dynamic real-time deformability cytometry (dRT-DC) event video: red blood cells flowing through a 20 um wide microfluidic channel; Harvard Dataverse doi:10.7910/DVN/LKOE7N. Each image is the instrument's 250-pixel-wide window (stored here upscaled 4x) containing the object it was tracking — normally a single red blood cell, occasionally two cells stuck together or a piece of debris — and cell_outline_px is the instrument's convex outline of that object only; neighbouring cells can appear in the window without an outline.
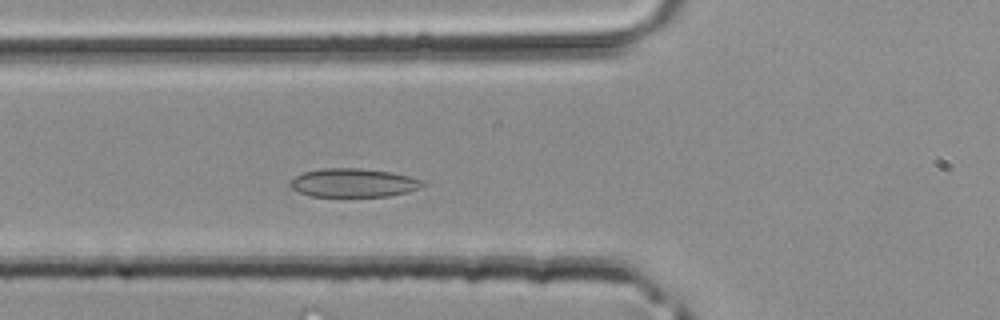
{"species": "common noctule bat (a hibernating species)", "species_latin": "Nyctalus noctula", "temperature_condition": "room temperature", "stored_images_in_passage": 36, "camera_frame_rate_fps": 3000, "um_per_image_px": 0.085, "animal": {"sex": "male", "body_mass_g": 20.4}, "frame": {"image": 1, "passage_image": 10, "time_ms": 3.0, "image_size_px": [1000, 320], "cell_outline_px": [[428, 184], [420, 188], [408, 192], [388, 196], [308, 196], [292, 188], [288, 184], [296, 176], [304, 172], [320, 168], [360, 168], [392, 172], [424, 180]], "centroid_in_image_um": [30.08, 15.53], "position_along_channel_um": 95.7, "area_um2": 22.2}}
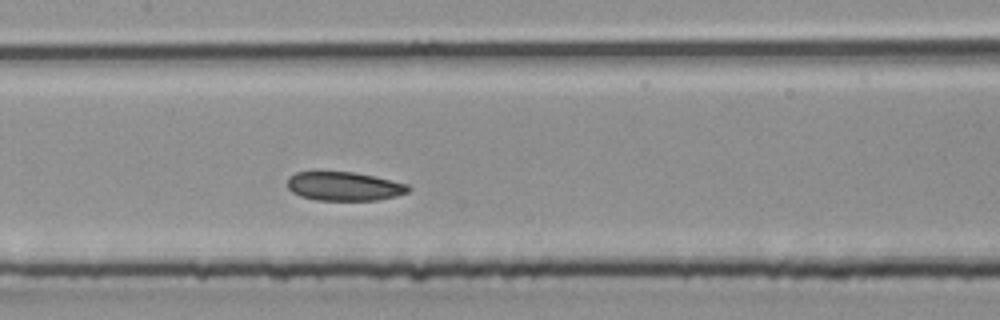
{"frame": {"image": 2, "passage_image": 15, "time_ms": 4.667, "image_size_px": [1000, 320], "cell_outline_px": [[412, 188], [408, 192], [396, 196], [376, 200], [316, 200], [300, 196], [292, 192], [288, 188], [288, 176], [296, 172], [352, 172], [392, 180], [408, 184]], "centroid_in_image_um": [29.25, 15.84], "position_along_channel_um": 178.1, "area_um2": 20.29}}
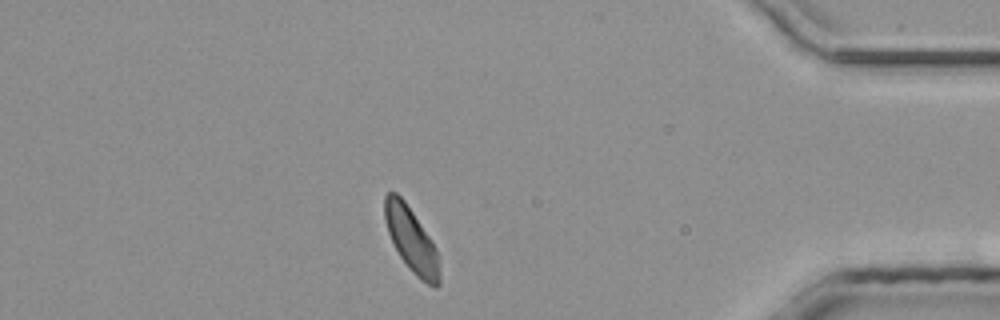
{"frame": {"image": 3, "passage_image": 31, "time_ms": 10.0, "image_size_px": [1000, 320], "cell_outline_px": [[440, 284], [436, 288], [420, 280], [408, 268], [400, 256], [388, 232], [384, 216], [384, 196], [388, 192], [396, 192], [404, 200], [432, 240], [436, 248], [440, 272]], "centroid_in_image_um": [34.97, 20.4], "position_along_channel_um": 400.2, "area_um2": 20.52}}